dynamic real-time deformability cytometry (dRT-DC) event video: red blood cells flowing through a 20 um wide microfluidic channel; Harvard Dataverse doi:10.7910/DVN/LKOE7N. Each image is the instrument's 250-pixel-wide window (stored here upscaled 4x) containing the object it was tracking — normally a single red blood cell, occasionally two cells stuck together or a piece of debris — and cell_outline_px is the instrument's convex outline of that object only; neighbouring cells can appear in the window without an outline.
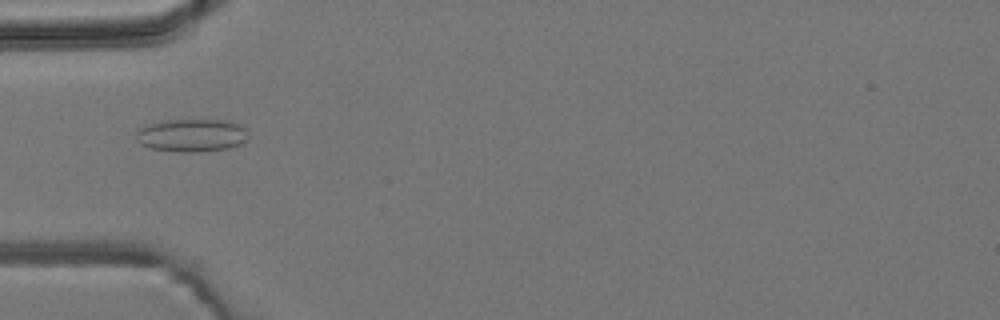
{"species": "common noctule bat (a hibernating species)", "species_latin": "Nyctalus noctula", "temperature_condition": "room temperature", "stored_images_in_passage": 4, "camera_frame_rate_fps": 3000, "um_per_image_px": 0.085, "animal": {"sex": "male", "body_mass_g": 19.2, "forearm_length_mm": 51.8}, "frame": {"image": 1, "passage_image": 4, "time_ms": 4.333, "image_size_px": [1000, 320], "cell_outline_px": [[244, 140], [240, 144], [228, 148], [200, 152], [180, 152], [152, 148], [140, 144], [136, 140], [136, 128], [148, 124], [164, 120], [228, 120], [240, 124], [244, 128]], "centroid_in_image_um": [16.22, 11.49], "position_along_channel_um": 68.8, "area_um2": 21.44}}